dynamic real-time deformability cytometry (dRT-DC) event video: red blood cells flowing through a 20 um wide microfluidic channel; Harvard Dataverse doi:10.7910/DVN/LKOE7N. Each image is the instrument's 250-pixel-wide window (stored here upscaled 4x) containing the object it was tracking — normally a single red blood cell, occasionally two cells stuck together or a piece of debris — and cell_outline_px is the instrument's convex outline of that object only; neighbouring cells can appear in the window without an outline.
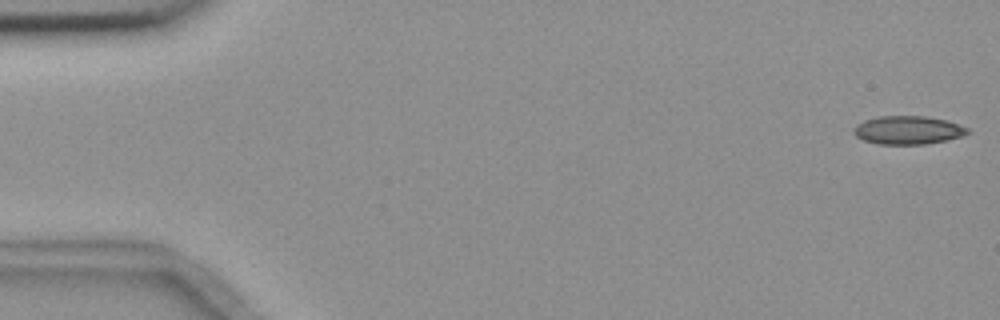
{"species": "common noctule bat (a hibernating species)", "species_latin": "Nyctalus noctula", "temperature_condition": "room temperature", "stored_images_in_passage": 5, "camera_frame_rate_fps": 3000, "um_per_image_px": 0.085, "animal": {"sex": "female", "body_mass_g": 18.4}, "frame": {"image": 1, "passage_image": 1, "time_ms": 0.0, "image_size_px": [1000, 320], "cell_outline_px": [[968, 132], [960, 136], [944, 140], [924, 144], [880, 144], [864, 140], [856, 136], [856, 124], [864, 120], [880, 116], [924, 116], [944, 120], [968, 128]], "centroid_in_image_um": [77.14, 11.05], "position_along_channel_um": 7.9, "area_um2": 18.26}}